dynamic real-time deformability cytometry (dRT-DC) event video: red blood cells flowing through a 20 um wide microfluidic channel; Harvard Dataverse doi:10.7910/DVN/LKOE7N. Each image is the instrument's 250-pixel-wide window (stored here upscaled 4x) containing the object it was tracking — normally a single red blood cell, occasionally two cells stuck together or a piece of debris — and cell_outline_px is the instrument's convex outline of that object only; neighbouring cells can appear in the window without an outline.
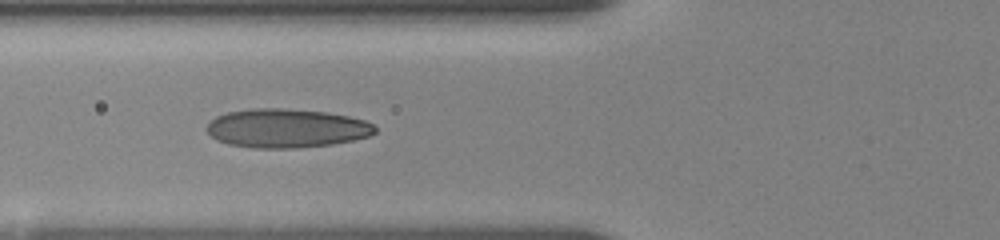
{"species": "human", "species_latin": "Homo sapiens", "temperature_condition": "room temperature", "stored_images_in_passage": 15, "camera_frame_rate_fps": 3000, "um_per_image_px": 0.085, "donor": {"sex": "female"}, "frame": {"image": 1, "passage_image": 13, "time_ms": 6.667, "image_size_px": [1000, 240], "cell_outline_px": [[376, 132], [368, 136], [352, 140], [332, 144], [296, 148], [256, 148], [228, 144], [216, 140], [204, 128], [216, 116], [228, 112], [252, 108], [284, 108], [324, 112], [348, 116], [364, 120], [372, 124], [376, 128]], "centroid_in_image_um": [24.32, 10.9], "position_along_channel_um": 101.5, "area_um2": 38.03}}
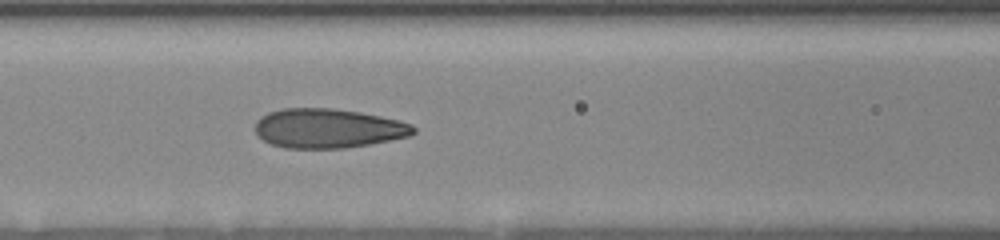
{"frame": {"image": 2, "passage_image": 15, "time_ms": 7.667, "image_size_px": [1000, 240], "cell_outline_px": [[416, 132], [408, 136], [368, 144], [344, 148], [284, 148], [272, 144], [256, 136], [252, 128], [256, 120], [260, 116], [268, 112], [280, 108], [332, 108], [360, 112], [400, 120], [412, 124], [416, 128]], "centroid_in_image_um": [27.82, 10.9], "position_along_channel_um": 138.8, "area_um2": 36.65}}